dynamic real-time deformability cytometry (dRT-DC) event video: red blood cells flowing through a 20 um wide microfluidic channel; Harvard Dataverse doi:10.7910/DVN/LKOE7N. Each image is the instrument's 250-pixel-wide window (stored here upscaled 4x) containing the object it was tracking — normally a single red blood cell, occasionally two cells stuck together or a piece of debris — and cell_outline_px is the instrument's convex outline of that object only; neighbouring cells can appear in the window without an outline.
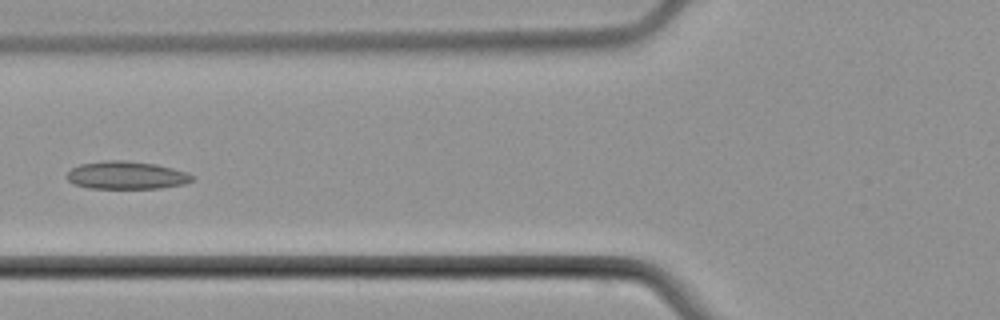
{"species": "common noctule bat (a hibernating species)", "species_latin": "Nyctalus noctula", "temperature_condition": "cold", "stored_images_in_passage": 6, "camera_frame_rate_fps": 3000, "um_per_image_px": 0.085, "animal": {"sex": "male", "body_mass_g": 21.5, "forearm_length_mm": 52.0}, "frame": {"image": 1, "passage_image": 5, "time_ms": 5.0, "image_size_px": [1000, 320], "cell_outline_px": [[196, 176], [192, 180], [184, 184], [160, 188], [88, 188], [72, 184], [68, 180], [68, 172], [72, 168], [80, 164], [100, 160], [128, 160], [156, 164], [188, 172]], "centroid_in_image_um": [10.75, 14.89], "position_along_channel_um": 115.0, "area_um2": 20.52}}
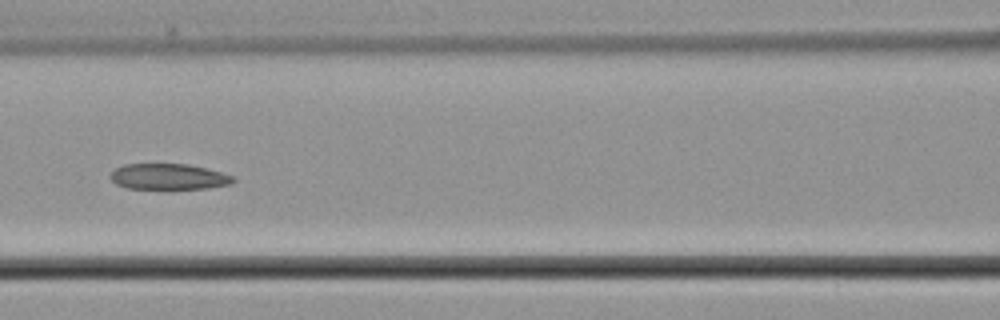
{"frame": {"image": 2, "passage_image": 6, "time_ms": 6.0, "image_size_px": [1000, 320], "cell_outline_px": [[236, 180], [232, 184], [208, 188], [168, 192], [128, 188], [116, 184], [108, 176], [116, 168], [124, 164], [188, 164], [220, 172], [232, 176]], "centroid_in_image_um": [14.32, 15.07], "position_along_channel_um": 152.3, "area_um2": 19.42}}